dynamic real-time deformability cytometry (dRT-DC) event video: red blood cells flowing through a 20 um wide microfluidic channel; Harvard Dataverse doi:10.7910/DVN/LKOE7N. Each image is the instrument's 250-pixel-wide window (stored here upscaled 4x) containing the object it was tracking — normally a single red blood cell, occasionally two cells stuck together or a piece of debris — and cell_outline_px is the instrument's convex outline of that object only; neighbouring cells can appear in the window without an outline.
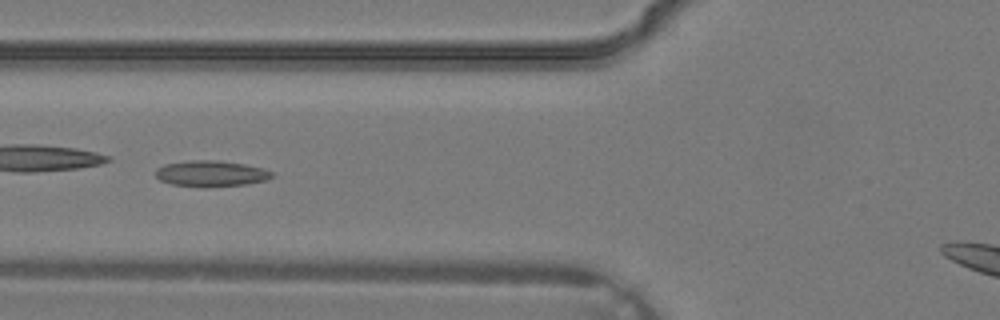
{"species": "common noctule bat (a hibernating species)", "species_latin": "Nyctalus noctula", "temperature_condition": "warm", "stored_images_in_passage": 4, "camera_frame_rate_fps": 3000, "um_per_image_px": 0.085, "animal": {"sex": "male", "body_mass_g": 19.2, "forearm_length_mm": 51.8}, "frame": {"image": 1, "passage_image": 4, "time_ms": 1.0, "image_size_px": [1000, 320], "cell_outline_px": [[276, 176], [264, 180], [248, 184], [208, 188], [204, 188], [172, 184], [160, 180], [156, 176], [156, 168], [164, 164], [192, 160], [216, 160], [244, 164], [260, 168], [272, 172]], "centroid_in_image_um": [17.92, 14.77], "position_along_channel_um": 107.9, "area_um2": 17.74}}